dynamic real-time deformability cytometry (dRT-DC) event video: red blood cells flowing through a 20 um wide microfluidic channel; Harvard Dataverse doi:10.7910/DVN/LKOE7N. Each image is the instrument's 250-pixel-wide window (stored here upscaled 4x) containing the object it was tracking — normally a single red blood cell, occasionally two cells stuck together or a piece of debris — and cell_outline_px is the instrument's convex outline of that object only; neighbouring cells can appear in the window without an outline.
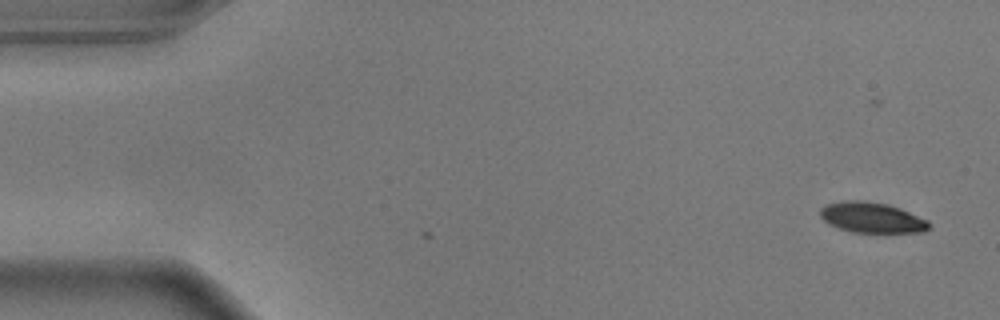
{"species": "common noctule bat (a hibernating species)", "species_latin": "Nyctalus noctula", "temperature_condition": "warm", "stored_images_in_passage": 2, "camera_frame_rate_fps": 3000, "um_per_image_px": 0.085, "animal": {"sex": "male", "body_mass_g": 17.9}, "frame": {"image": 1, "passage_image": 2, "time_ms": 0.333, "image_size_px": [1000, 320], "cell_outline_px": [[932, 228], [924, 232], [852, 232], [828, 224], [820, 216], [820, 208], [824, 204], [844, 200], [864, 200], [888, 204], [900, 208], [928, 220], [932, 224]], "centroid_in_image_um": [74.12, 18.48], "position_along_channel_um": 10.9, "area_um2": 19.59}}